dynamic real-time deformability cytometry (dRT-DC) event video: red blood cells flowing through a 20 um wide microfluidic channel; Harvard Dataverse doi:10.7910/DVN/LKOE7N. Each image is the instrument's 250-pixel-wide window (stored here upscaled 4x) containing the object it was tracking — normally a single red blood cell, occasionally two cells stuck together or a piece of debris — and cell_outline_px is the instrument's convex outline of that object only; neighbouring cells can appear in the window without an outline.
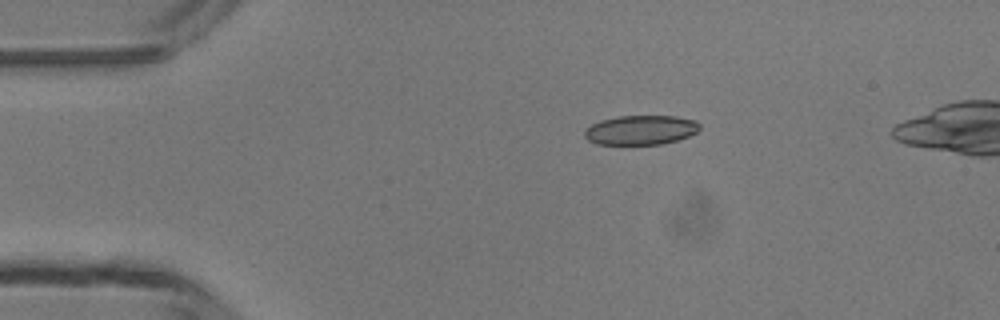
{"species": "common noctule bat (a hibernating species)", "species_latin": "Nyctalus noctula", "temperature_condition": "room temperature", "stored_images_in_passage": 3, "camera_frame_rate_fps": 3000, "um_per_image_px": 0.085, "animal": {"sex": "male", "body_mass_g": 13.3}, "frame": {"image": 1, "passage_image": 3, "time_ms": 2.333, "image_size_px": [1000, 320], "cell_outline_px": [[700, 128], [696, 132], [688, 136], [676, 140], [660, 144], [596, 144], [588, 140], [584, 136], [584, 132], [592, 124], [600, 120], [620, 116], [676, 116], [696, 120], [700, 124]], "centroid_in_image_um": [54.47, 11.04], "position_along_channel_um": 30.5, "area_um2": 19.65}}